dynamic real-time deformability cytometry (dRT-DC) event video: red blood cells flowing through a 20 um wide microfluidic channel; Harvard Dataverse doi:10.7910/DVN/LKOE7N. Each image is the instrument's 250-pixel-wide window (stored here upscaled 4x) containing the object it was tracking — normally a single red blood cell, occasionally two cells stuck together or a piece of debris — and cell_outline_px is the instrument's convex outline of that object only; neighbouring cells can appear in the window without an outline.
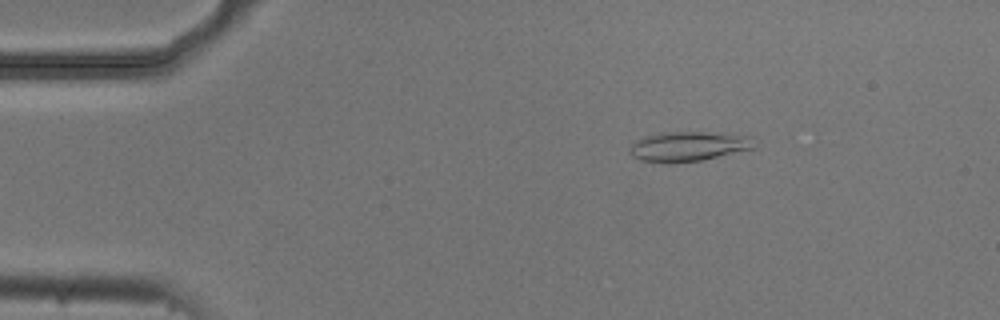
{"species": "common noctule bat (a hibernating species)", "species_latin": "Nyctalus noctula", "temperature_condition": "cold", "stored_images_in_passage": 6, "camera_frame_rate_fps": 3000, "um_per_image_px": 0.085, "animal": {"sex": "male", "body_mass_g": 20.5, "forearm_length_mm": 52.5}, "frame": {"image": 1, "passage_image": 6, "time_ms": 1.667, "image_size_px": [1000, 320], "cell_outline_px": [[756, 148], [700, 160], [668, 164], [640, 160], [632, 156], [628, 152], [632, 144], [636, 140], [644, 136], [660, 132], [704, 132], [752, 136]], "centroid_in_image_um": [58.48, 12.44], "position_along_channel_um": 26.5, "area_um2": 21.73}}